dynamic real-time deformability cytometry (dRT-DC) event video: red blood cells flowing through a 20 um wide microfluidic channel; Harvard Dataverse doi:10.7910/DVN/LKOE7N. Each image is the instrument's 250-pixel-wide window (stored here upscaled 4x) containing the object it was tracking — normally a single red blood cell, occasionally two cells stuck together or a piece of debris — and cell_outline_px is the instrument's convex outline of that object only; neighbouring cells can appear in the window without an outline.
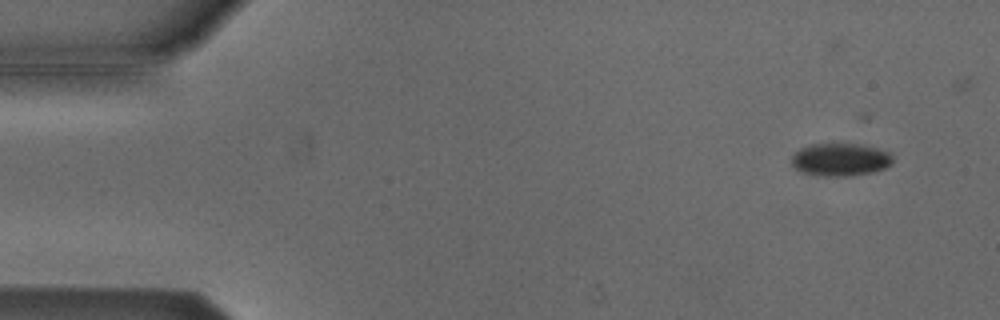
{"species": "Egyptian fruit bat (a non-hibernating species)", "species_latin": "Rousettus aegyptiacus", "temperature_condition": "cold", "stored_images_in_passage": 4, "camera_frame_rate_fps": 3000, "um_per_image_px": 0.085, "animal": {"sex": "male"}, "frame": {"image": 1, "passage_image": 1, "time_ms": 0.0, "image_size_px": [1000, 320], "cell_outline_px": [[892, 164], [884, 168], [872, 172], [852, 176], [820, 176], [804, 172], [796, 168], [792, 164], [792, 156], [800, 148], [812, 144], [856, 144], [876, 148], [888, 152], [892, 156]], "centroid_in_image_um": [71.43, 13.57], "position_along_channel_um": 13.6, "area_um2": 19.13}}